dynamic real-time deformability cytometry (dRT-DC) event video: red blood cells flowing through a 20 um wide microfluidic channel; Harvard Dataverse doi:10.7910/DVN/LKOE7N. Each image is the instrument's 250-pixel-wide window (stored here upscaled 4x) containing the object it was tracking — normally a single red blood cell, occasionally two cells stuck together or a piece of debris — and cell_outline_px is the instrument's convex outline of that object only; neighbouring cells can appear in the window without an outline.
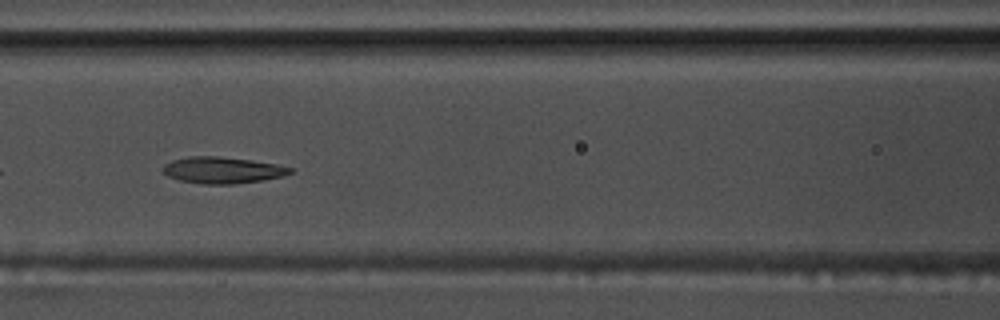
{"species": "common noctule bat (a hibernating species)", "species_latin": "Nyctalus noctula", "temperature_condition": "warm", "stored_images_in_passage": 40, "camera_frame_rate_fps": 3000, "um_per_image_px": 0.085, "animal": {"sex": "male", "body_mass_g": 17.5, "forearm_length_mm": 52.3}, "frame": {"image": 1, "passage_image": 9, "time_ms": 2.667, "image_size_px": [1000, 320], "cell_outline_px": [[292, 172], [284, 176], [264, 180], [232, 184], [200, 184], [180, 180], [168, 176], [160, 168], [164, 164], [172, 160], [188, 156], [216, 156], [252, 160], [276, 164], [292, 168]], "centroid_in_image_um": [18.89, 14.46], "position_along_channel_um": 147.7, "area_um2": 19.71}}
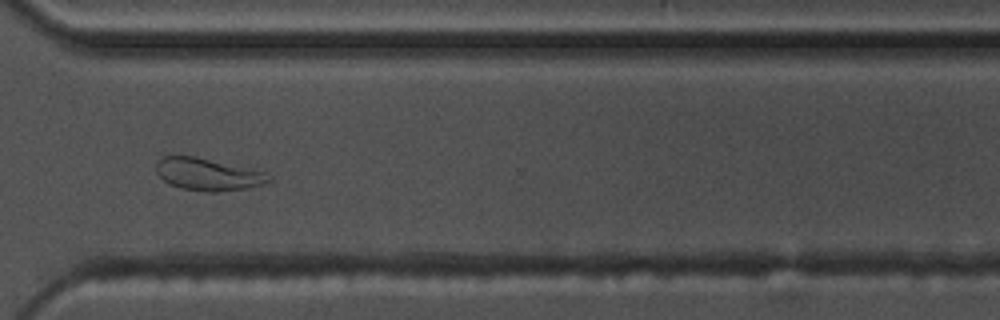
{"frame": {"image": 2, "passage_image": 26, "time_ms": 8.333, "image_size_px": [1000, 320], "cell_outline_px": [[272, 180], [248, 188], [216, 192], [204, 192], [180, 188], [168, 184], [156, 172], [156, 160], [164, 156], [192, 156], [264, 172], [272, 176]], "centroid_in_image_um": [17.62, 14.83], "position_along_channel_um": 353.0, "area_um2": 20.92}}
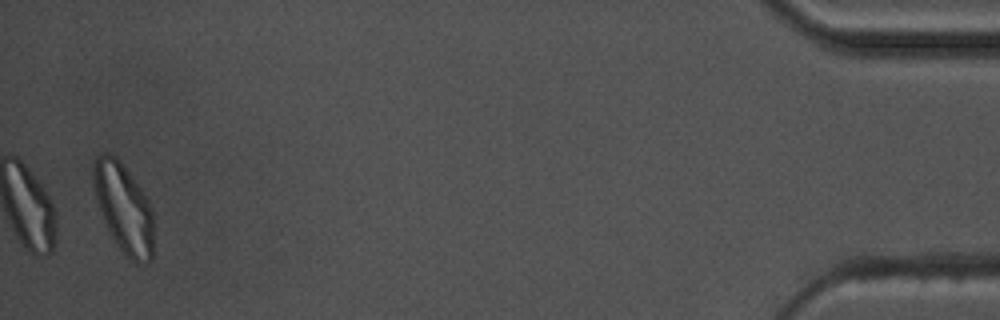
{"frame": {"image": 3, "passage_image": 39, "time_ms": 12.667, "image_size_px": [1000, 320], "cell_outline_px": [[152, 260], [140, 264], [136, 264], [116, 244], [104, 220], [96, 200], [92, 176], [92, 164], [96, 156], [104, 152], [108, 152], [116, 156], [140, 188], [148, 200], [152, 208]], "centroid_in_image_um": [10.49, 17.65], "position_along_channel_um": 424.7, "area_um2": 30.98}, "authors_computed_cell_mechanics": {"area_um2": 20.1433, "velocity_mm_per_s": 3.6307, "shape_relaxation_time_tau1_ms": 6.796, "shape_relaxation_time_tau2_ms": 1.325, "deformation_change_tau1": 0.1931, "deformation_change_tau2": 0.0682}}